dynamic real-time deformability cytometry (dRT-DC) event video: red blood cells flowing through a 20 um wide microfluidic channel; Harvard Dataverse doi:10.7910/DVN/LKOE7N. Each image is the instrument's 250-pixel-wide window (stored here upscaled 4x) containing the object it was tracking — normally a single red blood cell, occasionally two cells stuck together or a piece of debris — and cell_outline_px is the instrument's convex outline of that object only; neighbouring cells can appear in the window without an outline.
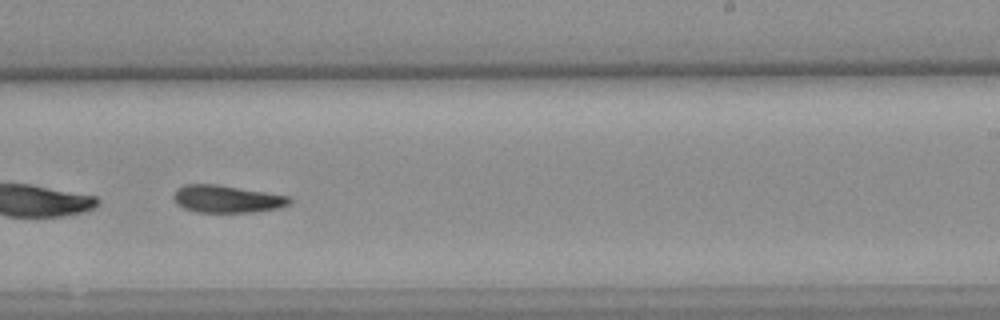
{"species": "common noctule bat (a hibernating species)", "species_latin": "Nyctalus noctula", "temperature_condition": "warm", "stored_images_in_passage": 47, "segment_of_instrument_passage": [2, 2], "camera_frame_rate_fps": 3000, "um_per_image_px": 0.085, "animal": {"sex": "female", "body_mass_g": 25.1}, "frame": {"image": 1, "passage_image": 35, "time_ms": 11.333, "image_size_px": [1000, 320], "cell_outline_px": [[292, 200], [288, 204], [280, 208], [248, 212], [196, 212], [184, 208], [176, 204], [172, 196], [176, 188], [184, 184], [216, 184], [288, 196]], "centroid_in_image_um": [19.21, 16.91], "position_along_channel_um": 269.8, "area_um2": 18.44}}